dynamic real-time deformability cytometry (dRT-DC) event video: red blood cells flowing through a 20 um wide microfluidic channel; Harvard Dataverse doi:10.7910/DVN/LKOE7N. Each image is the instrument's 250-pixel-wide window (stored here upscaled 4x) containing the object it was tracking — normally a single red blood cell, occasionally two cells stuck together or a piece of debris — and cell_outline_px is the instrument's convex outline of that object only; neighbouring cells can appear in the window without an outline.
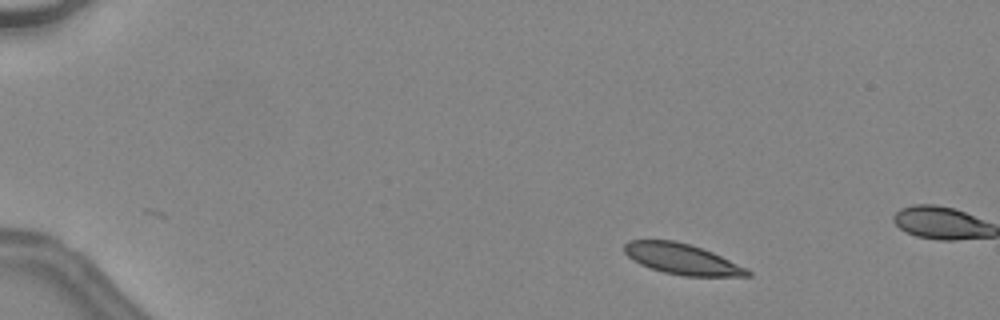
{"species": "common noctule bat (a hibernating species)", "species_latin": "Nyctalus noctula", "temperature_condition": "warm", "stored_images_in_passage": 8, "camera_frame_rate_fps": 3000, "um_per_image_px": 0.085, "animal": {"sex": "female", "body_mass_g": 24.6, "forearm_length_mm": 56.2}, "frame": {"image": 1, "passage_image": 1, "time_ms": 0.0, "image_size_px": [1000, 320], "cell_outline_px": [[752, 276], [684, 276], [664, 272], [640, 264], [632, 260], [624, 252], [624, 244], [628, 240], [676, 240], [712, 252], [748, 268], [752, 272]], "centroid_in_image_um": [57.98, 22.02], "position_along_channel_um": 27.0, "area_um2": 21.96}}